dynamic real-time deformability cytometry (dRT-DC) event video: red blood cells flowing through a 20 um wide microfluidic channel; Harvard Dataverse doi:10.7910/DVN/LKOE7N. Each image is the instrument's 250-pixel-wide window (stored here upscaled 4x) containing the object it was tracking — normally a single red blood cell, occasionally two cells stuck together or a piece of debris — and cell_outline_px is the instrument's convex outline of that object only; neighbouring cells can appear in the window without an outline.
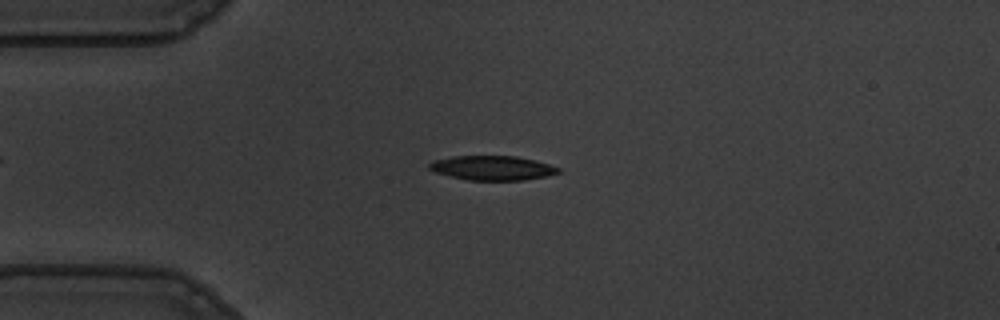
{"species": "common noctule bat (a hibernating species)", "species_latin": "Nyctalus noctula", "temperature_condition": "warm", "stored_images_in_passage": 52, "camera_frame_rate_fps": 3000, "um_per_image_px": 0.085, "animal": {"sex": "male", "body_mass_g": 19.5, "forearm_length_mm": 54.6}, "frame": {"image": 1, "passage_image": 14, "time_ms": 4.333, "image_size_px": [1000, 320], "cell_outline_px": [[560, 172], [548, 176], [524, 180], [468, 180], [436, 172], [428, 168], [428, 164], [432, 160], [452, 156], [516, 156], [548, 164], [560, 168]], "centroid_in_image_um": [41.84, 14.27], "position_along_channel_um": 43.2, "area_um2": 18.26}}
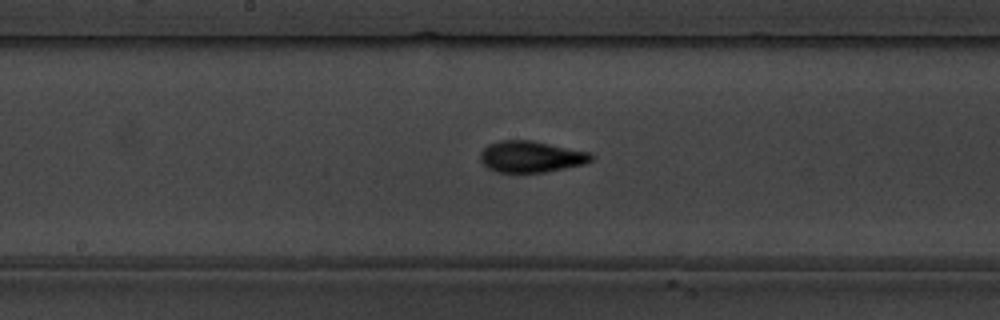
{"frame": {"image": 2, "passage_image": 29, "time_ms": 9.333, "image_size_px": [1000, 320], "cell_outline_px": [[596, 156], [592, 160], [584, 164], [544, 172], [496, 172], [488, 168], [480, 160], [480, 152], [488, 144], [500, 140], [532, 140], [592, 152]], "centroid_in_image_um": [45.16, 13.3], "position_along_channel_um": 203.0, "area_um2": 20.46}}
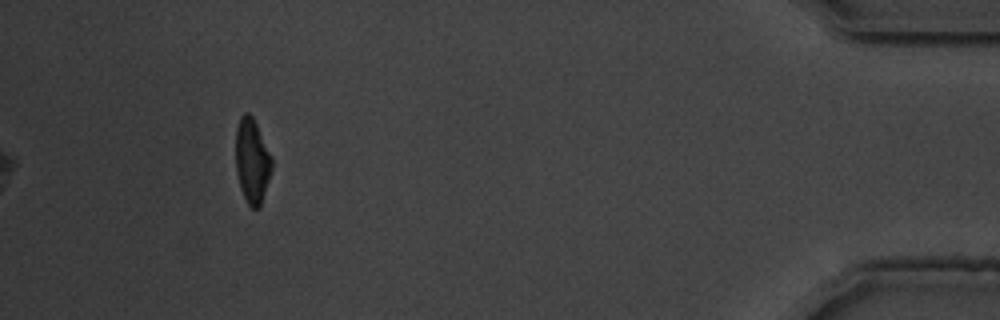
{"frame": {"image": 3, "passage_image": 52, "time_ms": 17.0, "image_size_px": [1000, 320], "cell_outline_px": [[272, 168], [260, 208], [252, 208], [248, 204], [240, 188], [236, 172], [236, 128], [240, 116], [244, 112], [248, 112], [252, 116], [256, 124], [272, 160]], "centroid_in_image_um": [21.41, 13.68], "position_along_channel_um": 413.8, "area_um2": 17.57}, "authors_computed_cell_mechanics": {"area_um2": 19.0451, "velocity_mm_per_s": 3.593, "shape_relaxation_time_tau1_ms": 3.6831, "shape_relaxation_time_tau2_ms": 2.0353, "deformation_change_tau1": 0.1756, "deformation_change_tau2": 0.1005}}